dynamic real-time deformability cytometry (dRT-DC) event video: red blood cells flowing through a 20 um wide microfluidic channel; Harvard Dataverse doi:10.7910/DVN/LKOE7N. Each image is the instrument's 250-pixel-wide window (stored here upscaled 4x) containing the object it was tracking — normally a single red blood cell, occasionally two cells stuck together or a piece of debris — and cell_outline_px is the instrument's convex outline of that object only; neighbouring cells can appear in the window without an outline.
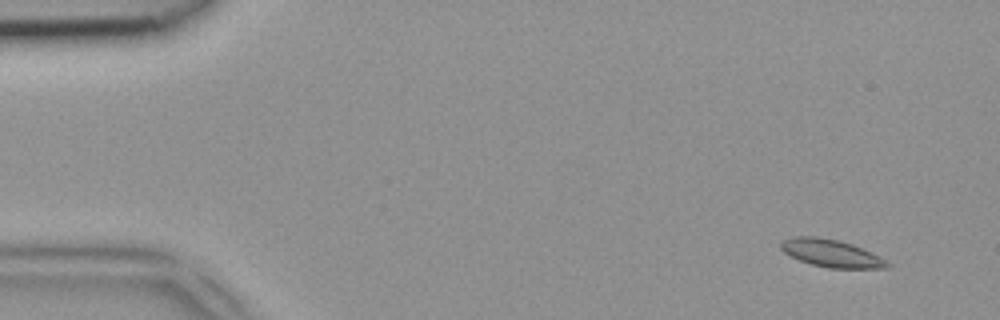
{"species": "common noctule bat (a hibernating species)", "species_latin": "Nyctalus noctula", "temperature_condition": "room temperature", "stored_images_in_passage": 49, "camera_frame_rate_fps": 3000, "um_per_image_px": 0.085, "animal": {"sex": "female", "body_mass_g": 18.4}, "frame": {"image": 1, "passage_image": 4, "time_ms": 1.0, "image_size_px": [1000, 320], "cell_outline_px": [[892, 264], [888, 268], [828, 268], [812, 264], [800, 260], [784, 252], [780, 248], [780, 240], [792, 236], [816, 236], [836, 240], [852, 244]], "centroid_in_image_um": [70.58, 21.52], "position_along_channel_um": 14.4, "area_um2": 16.82}}
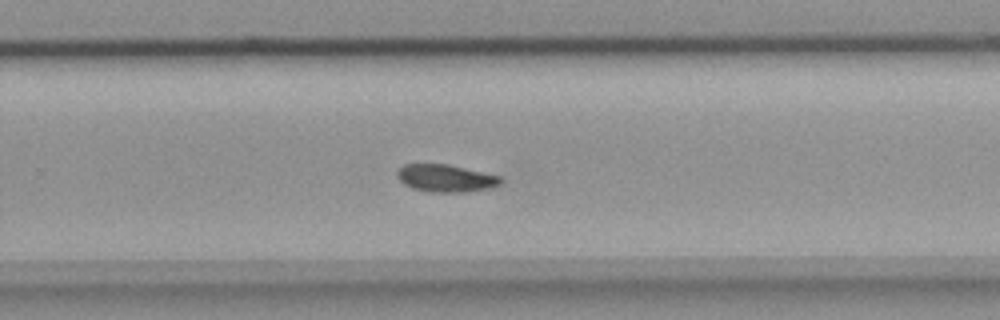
{"frame": {"image": 2, "passage_image": 32, "time_ms": 10.333, "image_size_px": [1000, 320], "cell_outline_px": [[504, 180], [500, 184], [488, 188], [468, 192], [432, 192], [412, 188], [404, 184], [396, 176], [396, 172], [404, 164], [448, 164], [500, 176]], "centroid_in_image_um": [37.88, 15.15], "position_along_channel_um": 291.9, "area_um2": 16.53}}
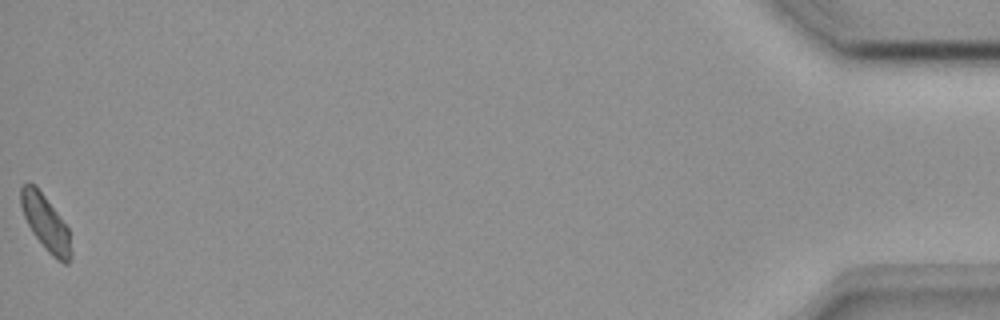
{"frame": {"image": 3, "passage_image": 49, "time_ms": 16.0, "image_size_px": [1000, 320], "cell_outline_px": [[72, 256], [68, 264], [64, 264], [56, 260], [44, 248], [32, 232], [24, 216], [20, 204], [20, 184], [28, 180], [36, 184], [68, 228], [72, 252]], "centroid_in_image_um": [3.86, 18.92], "position_along_channel_um": 431.3, "area_um2": 16.53}}